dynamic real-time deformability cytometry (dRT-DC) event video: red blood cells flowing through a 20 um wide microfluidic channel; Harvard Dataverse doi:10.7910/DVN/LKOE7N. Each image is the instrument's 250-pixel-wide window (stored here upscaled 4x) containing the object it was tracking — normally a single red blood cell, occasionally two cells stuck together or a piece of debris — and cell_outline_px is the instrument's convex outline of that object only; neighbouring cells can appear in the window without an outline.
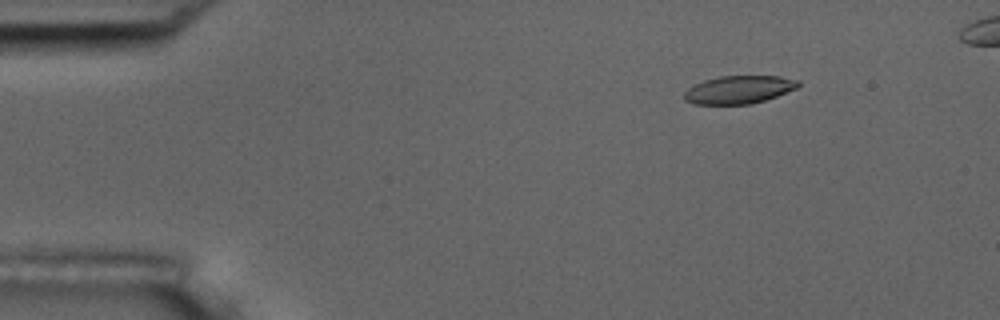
{"species": "common noctule bat (a hibernating species)", "species_latin": "Nyctalus noctula", "temperature_condition": "room temperature", "stored_images_in_passage": 51, "camera_frame_rate_fps": 3000, "um_per_image_px": 0.085, "animal": {"sex": "male", "body_mass_g": 17.5, "forearm_length_mm": 52.3}, "frame": {"image": 1, "passage_image": 6, "time_ms": 1.667, "image_size_px": [1000, 320], "cell_outline_px": [[800, 84], [796, 88], [776, 96], [752, 104], [696, 104], [684, 100], [684, 92], [688, 88], [704, 80], [720, 76], [780, 76], [800, 80]], "centroid_in_image_um": [62.81, 7.61], "position_along_channel_um": 22.2, "area_um2": 18.5}}
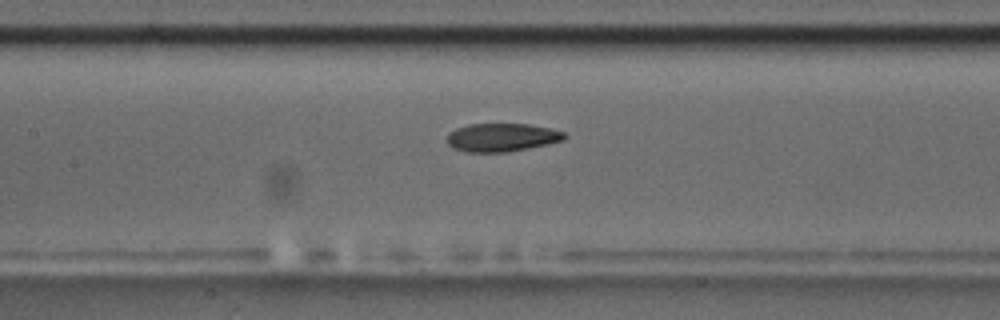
{"frame": {"image": 2, "passage_image": 24, "time_ms": 7.667, "image_size_px": [1000, 320], "cell_outline_px": [[568, 136], [564, 140], [548, 144], [508, 152], [468, 152], [452, 148], [448, 144], [448, 132], [456, 128], [468, 124], [528, 124], [548, 128], [564, 132]], "centroid_in_image_um": [42.65, 11.68], "position_along_channel_um": 164.8, "area_um2": 19.36}}
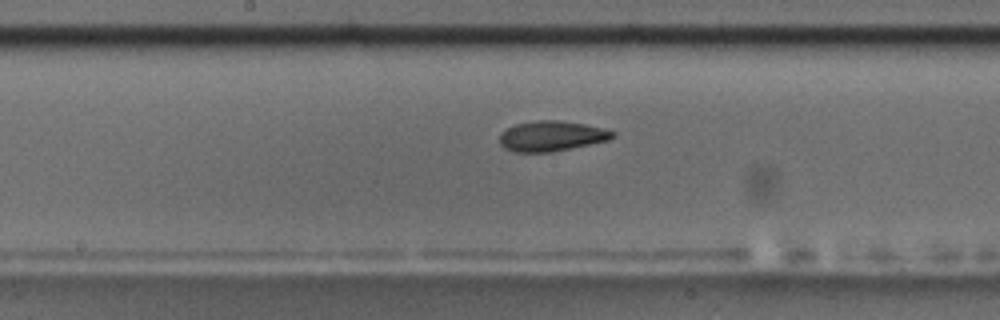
{"frame": {"image": 3, "passage_image": 27, "time_ms": 8.667, "image_size_px": [1000, 320], "cell_outline_px": [[616, 136], [608, 140], [552, 152], [516, 152], [504, 148], [500, 144], [500, 132], [516, 124], [536, 120], [560, 120], [584, 124], [604, 128], [616, 132]], "centroid_in_image_um": [46.89, 11.56], "position_along_channel_um": 201.3, "area_um2": 19.94}}